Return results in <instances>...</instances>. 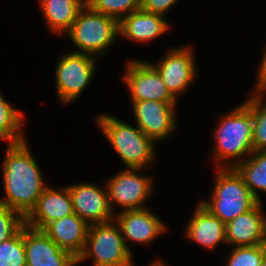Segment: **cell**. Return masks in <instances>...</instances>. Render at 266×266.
Returning a JSON list of instances; mask_svg holds the SVG:
<instances>
[{"instance_id":"f546056e","label":"cell","mask_w":266,"mask_h":266,"mask_svg":"<svg viewBox=\"0 0 266 266\" xmlns=\"http://www.w3.org/2000/svg\"><path fill=\"white\" fill-rule=\"evenodd\" d=\"M149 266H165V264L163 263V261L158 259V260L152 262L151 265H149Z\"/></svg>"},{"instance_id":"8992f818","label":"cell","mask_w":266,"mask_h":266,"mask_svg":"<svg viewBox=\"0 0 266 266\" xmlns=\"http://www.w3.org/2000/svg\"><path fill=\"white\" fill-rule=\"evenodd\" d=\"M114 223L113 219L89 225L85 248L78 257L77 264L92 258L93 266H135L120 226L117 222Z\"/></svg>"},{"instance_id":"7a4b0ae2","label":"cell","mask_w":266,"mask_h":266,"mask_svg":"<svg viewBox=\"0 0 266 266\" xmlns=\"http://www.w3.org/2000/svg\"><path fill=\"white\" fill-rule=\"evenodd\" d=\"M215 163L220 167H234L240 158L251 155L253 148L252 95L249 99L231 110L215 128ZM229 159V164L223 165ZM233 162L230 163V160ZM234 159L237 161H234ZM226 160V161H225ZM223 163V164H222ZM222 165V166H220ZM227 165V166H226Z\"/></svg>"},{"instance_id":"5bb4252c","label":"cell","mask_w":266,"mask_h":266,"mask_svg":"<svg viewBox=\"0 0 266 266\" xmlns=\"http://www.w3.org/2000/svg\"><path fill=\"white\" fill-rule=\"evenodd\" d=\"M114 220L120 226L122 236L129 250L127 240L149 244L167 230L160 218L147 208L122 210L119 214H115Z\"/></svg>"},{"instance_id":"ffe728a7","label":"cell","mask_w":266,"mask_h":266,"mask_svg":"<svg viewBox=\"0 0 266 266\" xmlns=\"http://www.w3.org/2000/svg\"><path fill=\"white\" fill-rule=\"evenodd\" d=\"M42 14L52 33H67L86 0H39Z\"/></svg>"},{"instance_id":"277c9868","label":"cell","mask_w":266,"mask_h":266,"mask_svg":"<svg viewBox=\"0 0 266 266\" xmlns=\"http://www.w3.org/2000/svg\"><path fill=\"white\" fill-rule=\"evenodd\" d=\"M217 175L212 199L200 201L215 217L225 224L238 215L253 209L259 201L255 198L243 177L234 167H216Z\"/></svg>"},{"instance_id":"3957f363","label":"cell","mask_w":266,"mask_h":266,"mask_svg":"<svg viewBox=\"0 0 266 266\" xmlns=\"http://www.w3.org/2000/svg\"><path fill=\"white\" fill-rule=\"evenodd\" d=\"M96 122L127 168L145 169L155 159V142L137 126L104 113Z\"/></svg>"},{"instance_id":"9a60e30c","label":"cell","mask_w":266,"mask_h":266,"mask_svg":"<svg viewBox=\"0 0 266 266\" xmlns=\"http://www.w3.org/2000/svg\"><path fill=\"white\" fill-rule=\"evenodd\" d=\"M262 202L225 224L226 243L236 246L266 244V215Z\"/></svg>"},{"instance_id":"d4e9b609","label":"cell","mask_w":266,"mask_h":266,"mask_svg":"<svg viewBox=\"0 0 266 266\" xmlns=\"http://www.w3.org/2000/svg\"><path fill=\"white\" fill-rule=\"evenodd\" d=\"M86 4L94 11L113 17L118 22L141 9V0H86Z\"/></svg>"},{"instance_id":"f1b7e54d","label":"cell","mask_w":266,"mask_h":266,"mask_svg":"<svg viewBox=\"0 0 266 266\" xmlns=\"http://www.w3.org/2000/svg\"><path fill=\"white\" fill-rule=\"evenodd\" d=\"M260 68L257 75V83L254 86L253 92H266V48L264 50L263 58L261 60Z\"/></svg>"},{"instance_id":"2e32d148","label":"cell","mask_w":266,"mask_h":266,"mask_svg":"<svg viewBox=\"0 0 266 266\" xmlns=\"http://www.w3.org/2000/svg\"><path fill=\"white\" fill-rule=\"evenodd\" d=\"M73 213L68 185L59 191L47 186L38 198L35 207L25 217V225L36 230H43L52 221Z\"/></svg>"},{"instance_id":"4dcf8cb0","label":"cell","mask_w":266,"mask_h":266,"mask_svg":"<svg viewBox=\"0 0 266 266\" xmlns=\"http://www.w3.org/2000/svg\"><path fill=\"white\" fill-rule=\"evenodd\" d=\"M260 266H266V257L263 259V261H262Z\"/></svg>"},{"instance_id":"9c48e42d","label":"cell","mask_w":266,"mask_h":266,"mask_svg":"<svg viewBox=\"0 0 266 266\" xmlns=\"http://www.w3.org/2000/svg\"><path fill=\"white\" fill-rule=\"evenodd\" d=\"M142 169L126 168L107 182L109 204L121 206L124 210L146 208L143 203L151 195L152 178L140 175Z\"/></svg>"},{"instance_id":"83f0119b","label":"cell","mask_w":266,"mask_h":266,"mask_svg":"<svg viewBox=\"0 0 266 266\" xmlns=\"http://www.w3.org/2000/svg\"><path fill=\"white\" fill-rule=\"evenodd\" d=\"M178 0H141V9L147 12L165 15Z\"/></svg>"},{"instance_id":"484cf974","label":"cell","mask_w":266,"mask_h":266,"mask_svg":"<svg viewBox=\"0 0 266 266\" xmlns=\"http://www.w3.org/2000/svg\"><path fill=\"white\" fill-rule=\"evenodd\" d=\"M266 257V244L233 246L226 266H260Z\"/></svg>"},{"instance_id":"44dd1931","label":"cell","mask_w":266,"mask_h":266,"mask_svg":"<svg viewBox=\"0 0 266 266\" xmlns=\"http://www.w3.org/2000/svg\"><path fill=\"white\" fill-rule=\"evenodd\" d=\"M234 168L243 177L255 198L261 202L258 191L266 192V150L254 151L250 158L240 161Z\"/></svg>"},{"instance_id":"8fae6325","label":"cell","mask_w":266,"mask_h":266,"mask_svg":"<svg viewBox=\"0 0 266 266\" xmlns=\"http://www.w3.org/2000/svg\"><path fill=\"white\" fill-rule=\"evenodd\" d=\"M191 46L168 50L162 60L152 64L160 73L162 80L170 93L177 99L180 93L194 81L196 63Z\"/></svg>"},{"instance_id":"d6986e66","label":"cell","mask_w":266,"mask_h":266,"mask_svg":"<svg viewBox=\"0 0 266 266\" xmlns=\"http://www.w3.org/2000/svg\"><path fill=\"white\" fill-rule=\"evenodd\" d=\"M186 236L199 243L204 248L211 250L225 240V223L215 217L200 202L185 229Z\"/></svg>"},{"instance_id":"52a82bcc","label":"cell","mask_w":266,"mask_h":266,"mask_svg":"<svg viewBox=\"0 0 266 266\" xmlns=\"http://www.w3.org/2000/svg\"><path fill=\"white\" fill-rule=\"evenodd\" d=\"M95 58L71 51L58 60L55 79L57 97L61 102L75 101L87 88L95 73Z\"/></svg>"},{"instance_id":"7402d4cb","label":"cell","mask_w":266,"mask_h":266,"mask_svg":"<svg viewBox=\"0 0 266 266\" xmlns=\"http://www.w3.org/2000/svg\"><path fill=\"white\" fill-rule=\"evenodd\" d=\"M23 113L17 111L0 94V139L7 140L9 143L24 141L21 131Z\"/></svg>"},{"instance_id":"6da1fadb","label":"cell","mask_w":266,"mask_h":266,"mask_svg":"<svg viewBox=\"0 0 266 266\" xmlns=\"http://www.w3.org/2000/svg\"><path fill=\"white\" fill-rule=\"evenodd\" d=\"M5 196L0 204L26 217L47 187L27 141L9 143L2 163Z\"/></svg>"},{"instance_id":"ba28073f","label":"cell","mask_w":266,"mask_h":266,"mask_svg":"<svg viewBox=\"0 0 266 266\" xmlns=\"http://www.w3.org/2000/svg\"><path fill=\"white\" fill-rule=\"evenodd\" d=\"M125 69L123 81L129 88L132 102L143 100L177 102L151 63L145 60H130Z\"/></svg>"},{"instance_id":"4fadbf2b","label":"cell","mask_w":266,"mask_h":266,"mask_svg":"<svg viewBox=\"0 0 266 266\" xmlns=\"http://www.w3.org/2000/svg\"><path fill=\"white\" fill-rule=\"evenodd\" d=\"M26 266H76L77 258L61 249L43 230L24 225Z\"/></svg>"},{"instance_id":"cb8c5ba5","label":"cell","mask_w":266,"mask_h":266,"mask_svg":"<svg viewBox=\"0 0 266 266\" xmlns=\"http://www.w3.org/2000/svg\"><path fill=\"white\" fill-rule=\"evenodd\" d=\"M0 266H26L24 226L0 244Z\"/></svg>"},{"instance_id":"30bf717a","label":"cell","mask_w":266,"mask_h":266,"mask_svg":"<svg viewBox=\"0 0 266 266\" xmlns=\"http://www.w3.org/2000/svg\"><path fill=\"white\" fill-rule=\"evenodd\" d=\"M131 103L137 127L154 142L168 138L176 129L174 109L177 102L143 100Z\"/></svg>"},{"instance_id":"5b68a950","label":"cell","mask_w":266,"mask_h":266,"mask_svg":"<svg viewBox=\"0 0 266 266\" xmlns=\"http://www.w3.org/2000/svg\"><path fill=\"white\" fill-rule=\"evenodd\" d=\"M67 35L79 49L75 53L98 56V59L119 35L118 21L85 4Z\"/></svg>"},{"instance_id":"603a6c76","label":"cell","mask_w":266,"mask_h":266,"mask_svg":"<svg viewBox=\"0 0 266 266\" xmlns=\"http://www.w3.org/2000/svg\"><path fill=\"white\" fill-rule=\"evenodd\" d=\"M265 92L252 95L253 148L254 151L266 150V103ZM264 103V104H263Z\"/></svg>"},{"instance_id":"7c38bea8","label":"cell","mask_w":266,"mask_h":266,"mask_svg":"<svg viewBox=\"0 0 266 266\" xmlns=\"http://www.w3.org/2000/svg\"><path fill=\"white\" fill-rule=\"evenodd\" d=\"M73 205V212L89 225L109 222L115 213L109 204L108 190L91 183L68 186Z\"/></svg>"},{"instance_id":"e0dca14e","label":"cell","mask_w":266,"mask_h":266,"mask_svg":"<svg viewBox=\"0 0 266 266\" xmlns=\"http://www.w3.org/2000/svg\"><path fill=\"white\" fill-rule=\"evenodd\" d=\"M88 228L89 224L73 213L52 221L43 231L61 249L78 259L85 248Z\"/></svg>"},{"instance_id":"4316f807","label":"cell","mask_w":266,"mask_h":266,"mask_svg":"<svg viewBox=\"0 0 266 266\" xmlns=\"http://www.w3.org/2000/svg\"><path fill=\"white\" fill-rule=\"evenodd\" d=\"M25 225V217L18 211L0 204V244L13 237Z\"/></svg>"},{"instance_id":"ac0fdd59","label":"cell","mask_w":266,"mask_h":266,"mask_svg":"<svg viewBox=\"0 0 266 266\" xmlns=\"http://www.w3.org/2000/svg\"><path fill=\"white\" fill-rule=\"evenodd\" d=\"M168 24L163 15L139 9L118 22L119 35L132 41L146 42L168 31Z\"/></svg>"}]
</instances>
